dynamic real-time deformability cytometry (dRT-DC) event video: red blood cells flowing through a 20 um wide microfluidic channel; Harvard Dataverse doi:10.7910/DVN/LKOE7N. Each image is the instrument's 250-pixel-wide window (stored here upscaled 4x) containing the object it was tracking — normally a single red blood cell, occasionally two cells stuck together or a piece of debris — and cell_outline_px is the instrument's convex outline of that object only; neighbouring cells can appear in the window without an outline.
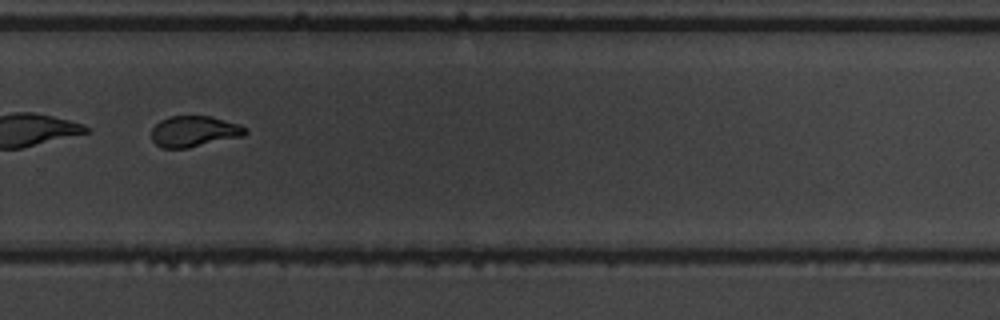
{"species": "common noctule bat (a hibernating species)", "species_latin": "Nyctalus noctula", "temperature_condition": "warm", "stored_images_in_passage": 37, "camera_frame_rate_fps": 3000, "um_per_image_px": 0.085, "animal": {"sex": "male", "body_mass_g": 19.5, "forearm_length_mm": 54.6}, "frame": {"image": 1, "passage_image": 22, "time_ms": 7.0, "image_size_px": [1000, 320], "cell_outline_px": [[248, 132], [244, 136], [188, 148], [160, 148], [152, 140], [152, 128], [160, 120], [168, 116], [208, 116], [240, 124], [248, 128]], "centroid_in_image_um": [16.51, 11.17], "position_along_channel_um": 313.3, "area_um2": 17.05}, "authors_computed_cell_mechanics": {"area_um2": 17.629, "velocity_mm_per_s": 3.6901, "shape_relaxation_time_tau1_ms": 3.1163, "shape_relaxation_time_tau2_ms": 1.0828, "deformation_change_tau1": 0.1783, "deformation_change_tau2": 0.057}}